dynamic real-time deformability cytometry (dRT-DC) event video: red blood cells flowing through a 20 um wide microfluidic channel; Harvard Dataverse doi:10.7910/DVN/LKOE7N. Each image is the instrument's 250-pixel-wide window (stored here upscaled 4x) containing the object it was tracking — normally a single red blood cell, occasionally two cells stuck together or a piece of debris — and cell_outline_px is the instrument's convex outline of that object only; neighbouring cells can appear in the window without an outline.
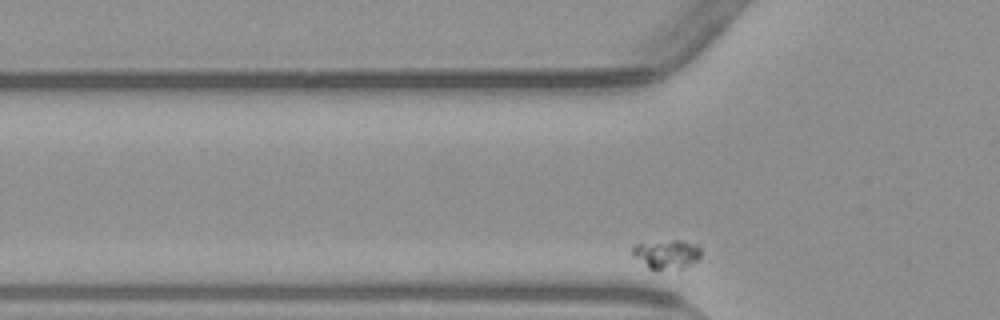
{"species": "common noctule bat (a hibernating species)", "species_latin": "Nyctalus noctula", "temperature_condition": "warm", "stored_images_in_passage": 42, "segment_of_instrument_passage": [2, 3], "camera_frame_rate_fps": 3000, "um_per_image_px": 0.085, "animal": {"sex": "male", "body_mass_g": 23.1, "forearm_length_mm": 52.7}, "frame": {"image": 1, "passage_image": 12, "time_ms": 3.667, "image_size_px": [1000, 320], "cell_outline_px": [[700, 256], [696, 260], [680, 268], [648, 268], [632, 256], [632, 248], [636, 244], [672, 240], [680, 240], [700, 244]], "centroid_in_image_um": [56.66, 21.57], "position_along_channel_um": 69.1, "area_um2": 11.33}}
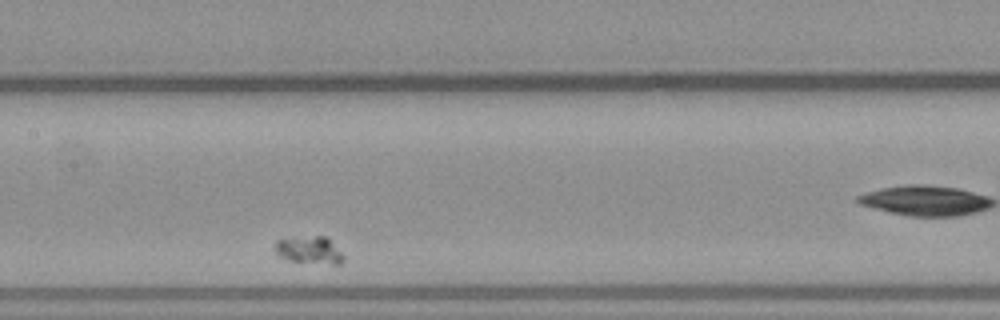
{"frame": {"image": 2, "passage_image": 23, "time_ms": 7.333, "image_size_px": [1000, 320], "cell_outline_px": [[344, 260], [340, 264], [332, 264], [288, 260], [280, 256], [276, 252], [276, 240], [316, 236], [324, 236], [344, 256]], "centroid_in_image_um": [26.3, 21.27], "position_along_channel_um": 181.1, "area_um2": 10.4}}
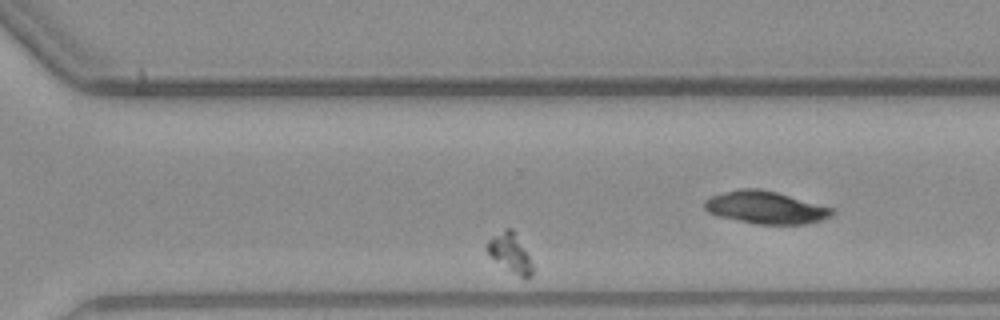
{"frame": {"image": 3, "passage_image": 37, "time_ms": 12.0, "image_size_px": [1000, 320], "cell_outline_px": [[532, 276], [524, 280], [512, 272], [496, 260], [484, 248], [488, 240], [492, 236], [504, 228], [512, 228], [524, 248], [532, 264]], "centroid_in_image_um": [43.36, 21.49], "position_along_channel_um": 327.2, "area_um2": 10.12}}